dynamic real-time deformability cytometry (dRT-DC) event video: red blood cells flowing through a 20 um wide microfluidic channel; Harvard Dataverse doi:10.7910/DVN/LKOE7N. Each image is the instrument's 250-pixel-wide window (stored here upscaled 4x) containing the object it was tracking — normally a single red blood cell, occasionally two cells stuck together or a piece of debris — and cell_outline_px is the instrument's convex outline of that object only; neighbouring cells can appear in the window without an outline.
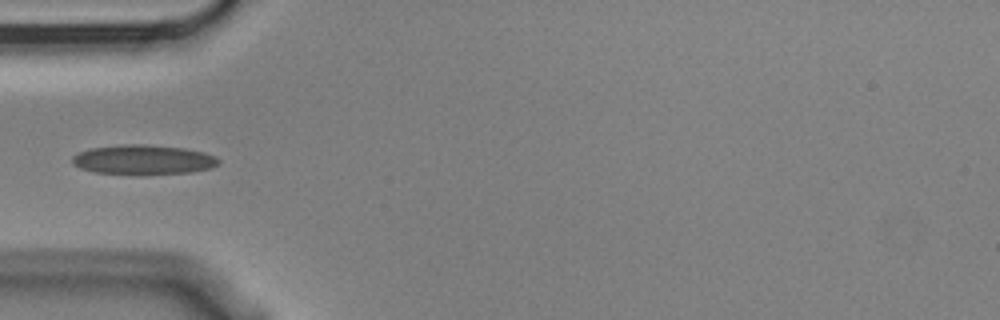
{"species": "Egyptian fruit bat (a non-hibernating species)", "species_latin": "Rousettus aegyptiacus", "temperature_condition": "cold", "stored_images_in_passage": 4, "camera_frame_rate_fps": 3000, "um_per_image_px": 0.085, "animal": {"sex": "male"}, "frame": {"image": 1, "passage_image": 4, "time_ms": 1.0, "image_size_px": [1000, 320], "cell_outline_px": [[220, 164], [212, 168], [192, 172], [140, 176], [96, 172], [80, 168], [72, 164], [72, 156], [80, 152], [92, 148], [128, 144], [144, 144], [184, 148], [204, 152], [216, 156], [220, 160]], "centroid_in_image_um": [12.23, 13.6], "position_along_channel_um": 72.8, "area_um2": 25.78}}